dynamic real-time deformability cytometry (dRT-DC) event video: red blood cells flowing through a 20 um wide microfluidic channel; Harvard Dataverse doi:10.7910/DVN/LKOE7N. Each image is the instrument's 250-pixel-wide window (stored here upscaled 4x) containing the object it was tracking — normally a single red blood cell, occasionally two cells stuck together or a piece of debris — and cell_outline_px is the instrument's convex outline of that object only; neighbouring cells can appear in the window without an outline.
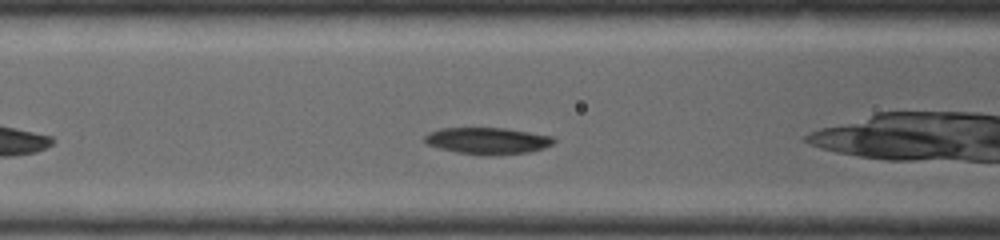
{"species": "common noctule bat (a hibernating species)", "species_latin": "Nyctalus noctula", "temperature_condition": "warm", "stored_images_in_passage": 21, "camera_frame_rate_fps": 5000, "um_per_image_px": 0.085, "animal": {"sex": "female", "body_mass_g": 19.0, "forearm_length_mm": 53.3}, "frame": {"image": 1, "passage_image": 4, "time_ms": 0.6, "image_size_px": [1000, 240], "cell_outline_px": [[556, 140], [552, 144], [544, 148], [528, 152], [488, 156], [480, 156], [456, 152], [440, 148], [428, 144], [424, 140], [424, 136], [428, 132], [440, 128], [504, 128], [552, 136]], "centroid_in_image_um": [41.42, 11.97], "position_along_channel_um": 125.2, "area_um2": 20.11}}